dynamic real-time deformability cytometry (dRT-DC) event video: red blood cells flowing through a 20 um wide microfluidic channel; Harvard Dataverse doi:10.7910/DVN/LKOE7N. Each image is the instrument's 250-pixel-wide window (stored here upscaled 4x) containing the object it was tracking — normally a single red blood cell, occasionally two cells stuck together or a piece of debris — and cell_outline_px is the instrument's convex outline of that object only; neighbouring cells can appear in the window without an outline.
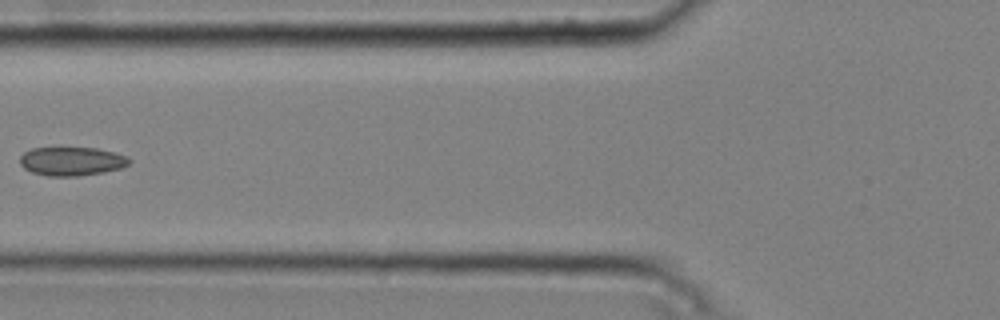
{"species": "common noctule bat (a hibernating species)", "species_latin": "Nyctalus noctula", "temperature_condition": "cold", "stored_images_in_passage": 5, "camera_frame_rate_fps": 3000, "um_per_image_px": 0.085, "animal": {"sex": "male", "body_mass_g": 20.4}, "frame": {"image": 1, "passage_image": 5, "time_ms": 1.333, "image_size_px": [1000, 320], "cell_outline_px": [[132, 160], [128, 164], [120, 168], [104, 172], [80, 176], [48, 176], [32, 172], [24, 168], [20, 164], [20, 156], [24, 152], [32, 148], [96, 148], [128, 156]], "centroid_in_image_um": [6.09, 13.71], "position_along_channel_um": 119.7, "area_um2": 18.26}}